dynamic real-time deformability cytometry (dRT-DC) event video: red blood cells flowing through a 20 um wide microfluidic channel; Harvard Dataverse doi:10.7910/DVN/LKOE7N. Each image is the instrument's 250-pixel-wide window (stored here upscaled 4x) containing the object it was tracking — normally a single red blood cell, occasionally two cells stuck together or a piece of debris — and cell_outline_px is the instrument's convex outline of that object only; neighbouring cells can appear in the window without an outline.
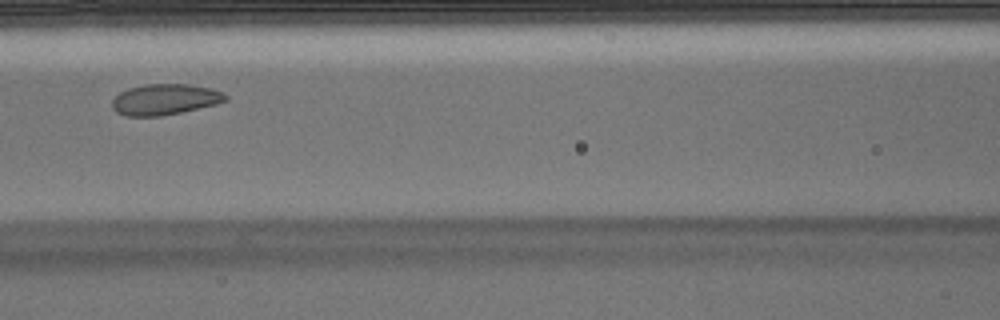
{"species": "Egyptian fruit bat (a non-hibernating species)", "species_latin": "Rousettus aegyptiacus", "temperature_condition": "warm", "stored_images_in_passage": 4, "camera_frame_rate_fps": 3000, "um_per_image_px": 0.085, "animal": {"sex": "male"}, "frame": {"image": 1, "passage_image": 4, "time_ms": 1.0, "image_size_px": [1000, 320], "cell_outline_px": [[228, 100], [216, 104], [180, 112], [160, 116], [128, 116], [116, 112], [112, 108], [112, 100], [120, 92], [128, 88], [144, 84], [188, 84], [212, 88], [224, 92], [228, 96]], "centroid_in_image_um": [14.03, 8.44], "position_along_channel_um": 152.6, "area_um2": 20.46}}